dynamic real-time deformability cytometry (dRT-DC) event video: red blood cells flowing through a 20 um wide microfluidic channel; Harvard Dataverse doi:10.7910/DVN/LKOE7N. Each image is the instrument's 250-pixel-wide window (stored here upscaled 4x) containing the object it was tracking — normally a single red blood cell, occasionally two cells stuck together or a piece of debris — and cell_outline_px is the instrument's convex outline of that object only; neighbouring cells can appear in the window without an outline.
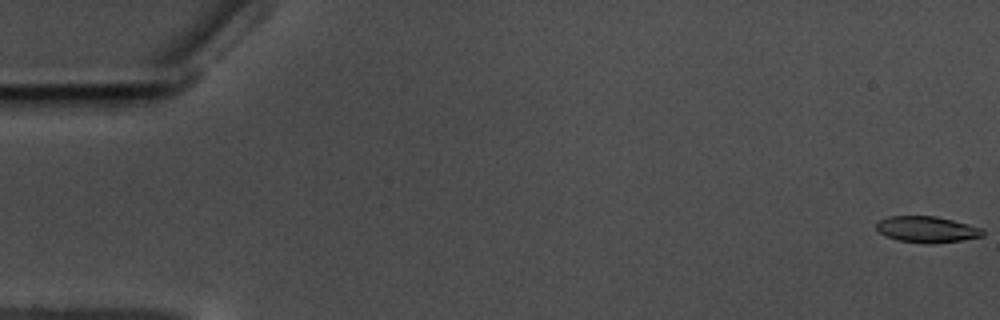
{"species": "common noctule bat (a hibernating species)", "species_latin": "Nyctalus noctula", "temperature_condition": "warm", "stored_images_in_passage": 59, "camera_frame_rate_fps": 3000, "um_per_image_px": 0.085, "animal": {"sex": "male", "body_mass_g": 17.5, "forearm_length_mm": 52.3}, "frame": {"image": 1, "passage_image": 1, "time_ms": 0.0, "image_size_px": [1000, 320], "cell_outline_px": [[984, 236], [960, 240], [924, 244], [896, 240], [884, 236], [876, 228], [876, 224], [880, 220], [888, 216], [936, 216], [984, 228]], "centroid_in_image_um": [78.77, 19.5], "position_along_channel_um": 6.2, "area_um2": 16.3}}
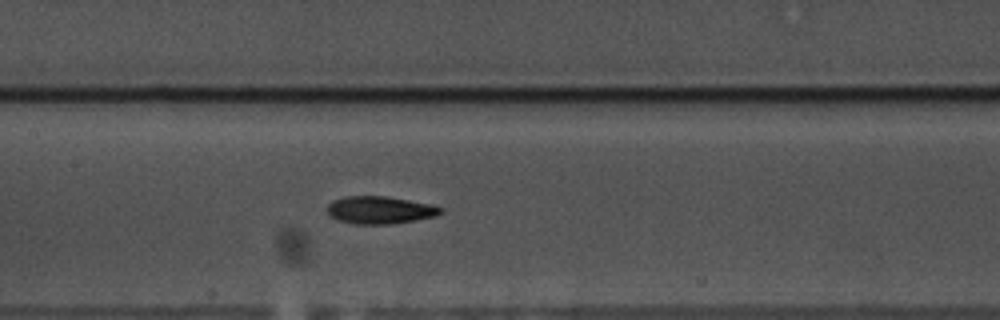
{"frame": {"image": 2, "passage_image": 29, "time_ms": 9.333, "image_size_px": [1000, 320], "cell_outline_px": [[444, 212], [436, 216], [416, 220], [392, 224], [356, 224], [340, 220], [332, 216], [328, 212], [328, 204], [332, 200], [344, 196], [384, 196], [432, 204], [444, 208]], "centroid_in_image_um": [32.34, 17.85], "position_along_channel_um": 175.1, "area_um2": 18.21}}
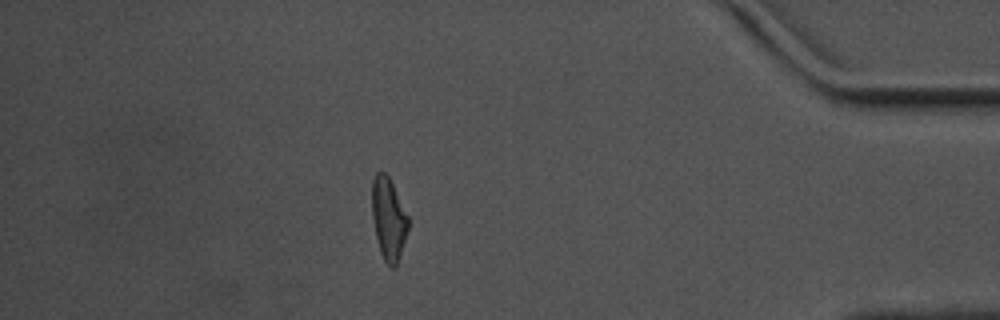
{"frame": {"image": 3, "passage_image": 52, "time_ms": 17.0, "image_size_px": [1000, 320], "cell_outline_px": [[408, 228], [396, 268], [388, 268], [380, 252], [372, 220], [372, 180], [376, 172], [384, 172], [388, 176], [408, 216]], "centroid_in_image_um": [33.01, 18.63], "position_along_channel_um": 402.2, "area_um2": 17.28}, "authors_computed_cell_mechanics": {"area_um2": 17.6868, "velocity_mm_per_s": 3.5207, "shape_relaxation_time_tau1_ms": 5.0632, "shape_relaxation_time_tau2_ms": 4.4089, "deformation_change_tau1": 0.1727, "deformation_change_tau2": 0.1014}}